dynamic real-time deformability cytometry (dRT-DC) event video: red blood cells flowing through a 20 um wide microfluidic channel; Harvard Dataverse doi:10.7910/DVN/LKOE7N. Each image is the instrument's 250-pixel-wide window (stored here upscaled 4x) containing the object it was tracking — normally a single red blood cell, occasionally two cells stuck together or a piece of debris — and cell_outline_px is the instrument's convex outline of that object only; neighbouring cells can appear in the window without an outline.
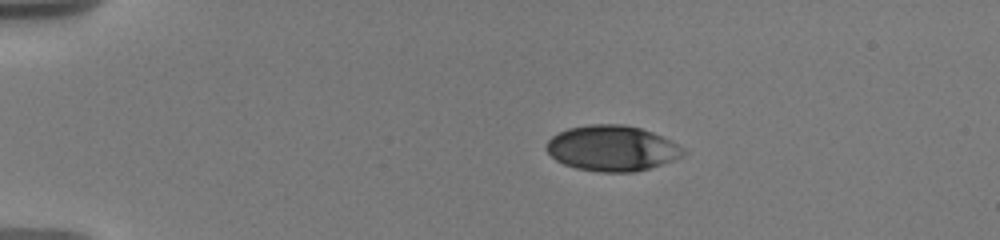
{"species": "human", "species_latin": "Homo sapiens", "temperature_condition": "warm", "stored_images_in_passage": 14, "camera_frame_rate_fps": 3000, "um_per_image_px": 0.085, "donor": {"sex": "male"}, "frame": {"image": 1, "passage_image": 1, "time_ms": 0.0, "image_size_px": [1000, 240], "cell_outline_px": [[688, 152], [672, 160], [636, 172], [600, 172], [576, 168], [564, 164], [556, 160], [544, 148], [544, 144], [552, 136], [568, 128], [592, 124], [624, 124], [640, 128], [652, 132], [676, 144]], "centroid_in_image_um": [51.97, 12.6], "position_along_channel_um": 33.0, "area_um2": 36.07}}
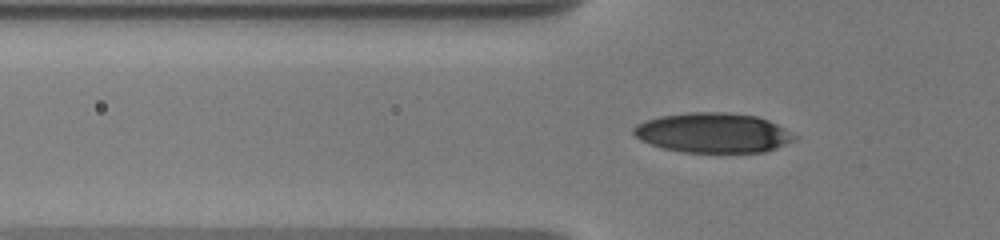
{"frame": {"image": 2, "passage_image": 8, "time_ms": 2.667, "image_size_px": [1000, 240], "cell_outline_px": [[796, 136], [776, 148], [764, 152], [684, 152], [664, 148], [640, 140], [632, 132], [632, 128], [636, 124], [644, 120], [660, 116], [692, 112], [728, 112], [756, 116], [768, 120], [784, 128]], "centroid_in_image_um": [60.55, 11.28], "position_along_channel_um": 65.3, "area_um2": 36.99}}
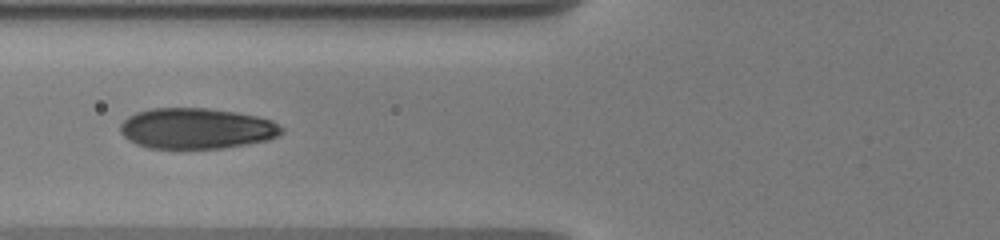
{"frame": {"image": 3, "passage_image": 12, "time_ms": 4.0, "image_size_px": [1000, 240], "cell_outline_px": [[284, 132], [268, 140], [248, 144], [224, 148], [148, 148], [136, 144], [128, 140], [120, 132], [120, 124], [128, 116], [136, 112], [152, 108], [208, 108], [236, 112], [256, 116], [272, 120], [284, 128]], "centroid_in_image_um": [16.7, 10.92], "position_along_channel_um": 109.1, "area_um2": 38.49}}